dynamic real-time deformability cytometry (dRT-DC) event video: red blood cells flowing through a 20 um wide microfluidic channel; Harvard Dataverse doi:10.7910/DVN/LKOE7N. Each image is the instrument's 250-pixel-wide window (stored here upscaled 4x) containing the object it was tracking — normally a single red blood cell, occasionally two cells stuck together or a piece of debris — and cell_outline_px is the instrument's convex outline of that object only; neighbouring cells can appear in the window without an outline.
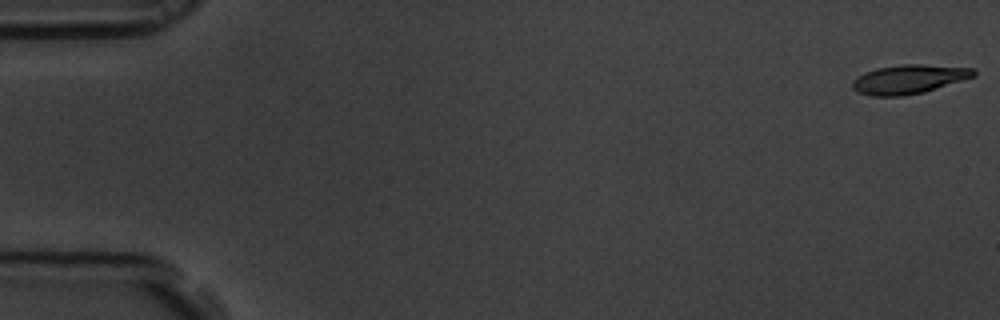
{"species": "common noctule bat (a hibernating species)", "species_latin": "Nyctalus noctula", "temperature_condition": "room temperature", "stored_images_in_passage": 58, "camera_frame_rate_fps": 3000, "um_per_image_px": 0.085, "animal": {"sex": "male", "body_mass_g": 19.5, "forearm_length_mm": 54.6}, "frame": {"image": 1, "passage_image": 1, "time_ms": 0.0, "image_size_px": [1000, 320], "cell_outline_px": [[976, 76], [924, 92], [904, 96], [872, 96], [856, 92], [852, 88], [852, 80], [864, 72], [876, 68], [904, 64], [920, 64], [972, 68], [976, 72]], "centroid_in_image_um": [77.22, 6.74], "position_along_channel_um": 7.8, "area_um2": 20.58}}
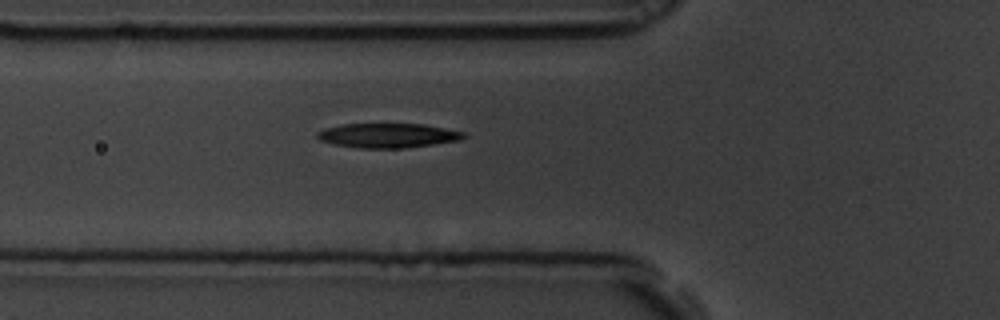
{"frame": {"image": 2, "passage_image": 21, "time_ms": 6.667, "image_size_px": [1000, 320], "cell_outline_px": [[468, 136], [460, 140], [404, 148], [360, 148], [336, 144], [320, 140], [316, 136], [316, 132], [324, 128], [340, 124], [424, 124], [468, 132]], "centroid_in_image_um": [33.01, 11.51], "position_along_channel_um": 92.8, "area_um2": 20.98}}
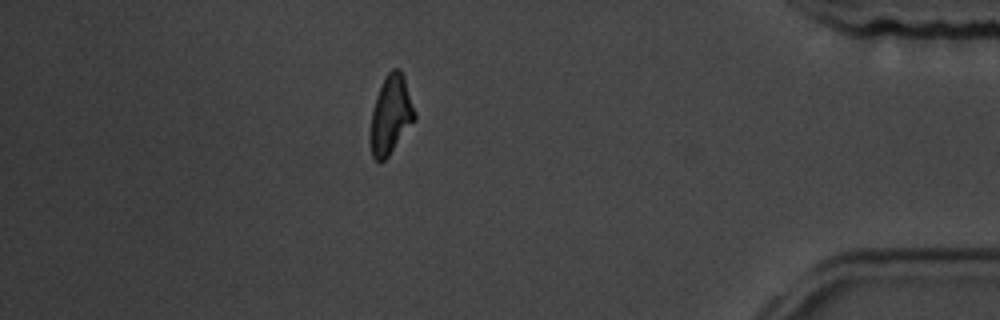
{"frame": {"image": 3, "passage_image": 51, "time_ms": 16.667, "image_size_px": [1000, 320], "cell_outline_px": [[416, 120], [388, 156], [384, 160], [376, 160], [372, 156], [368, 140], [368, 136], [372, 108], [376, 96], [384, 76], [392, 68], [400, 68], [404, 76], [416, 112]], "centroid_in_image_um": [33.2, 9.75], "position_along_channel_um": 402.0, "area_um2": 20.81}, "authors_computed_cell_mechanics": {"area_um2": 20.8658, "velocity_mm_per_s": 3.5008, "shape_relaxation_time_tau1_ms": 4.6972, "shape_relaxation_time_tau2_ms": null, "deformation_change_tau1": 0.1758, "deformation_change_tau2": null}}